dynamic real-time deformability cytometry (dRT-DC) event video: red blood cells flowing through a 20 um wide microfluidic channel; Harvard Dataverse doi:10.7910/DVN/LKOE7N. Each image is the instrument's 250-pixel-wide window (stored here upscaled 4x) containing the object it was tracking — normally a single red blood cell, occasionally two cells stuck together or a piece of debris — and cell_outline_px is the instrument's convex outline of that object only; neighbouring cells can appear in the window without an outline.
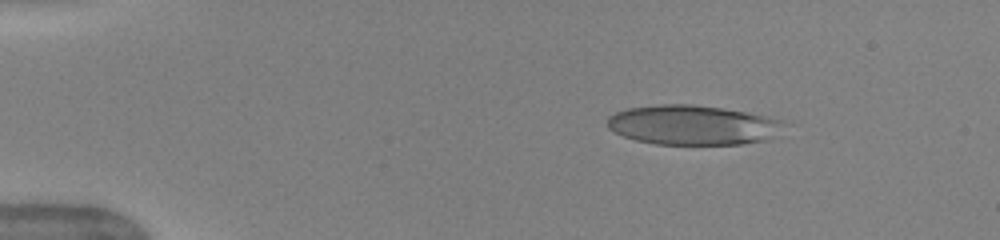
{"species": "human", "species_latin": "Homo sapiens", "temperature_condition": "warm", "stored_images_in_passage": 45, "camera_frame_rate_fps": 3000, "um_per_image_px": 0.085, "donor": {"sex": "female"}, "frame": {"image": 1, "passage_image": 2, "time_ms": 0.333, "image_size_px": [1000, 240], "cell_outline_px": [[780, 120], [768, 140], [744, 144], [656, 144], [636, 140], [624, 136], [608, 128], [608, 116], [616, 112], [628, 108], [660, 104], [692, 104], [720, 108], [744, 112], [764, 116]], "centroid_in_image_um": [58.74, 10.62], "position_along_channel_um": 26.3, "area_um2": 39.88}}
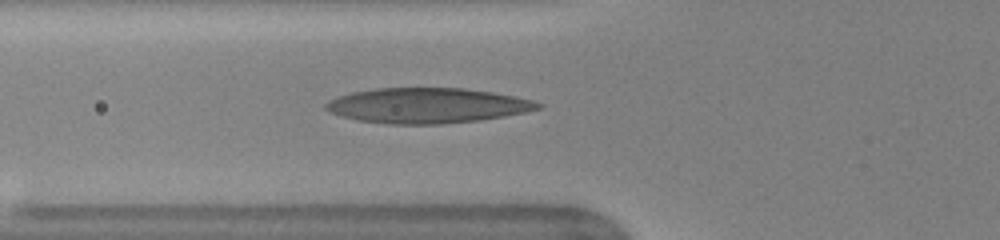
{"frame": {"image": 2, "passage_image": 13, "time_ms": 4.0, "image_size_px": [1000, 240], "cell_outline_px": [[544, 104], [540, 108], [524, 112], [504, 116], [480, 120], [440, 124], [388, 124], [360, 120], [328, 112], [324, 108], [324, 104], [328, 100], [352, 92], [376, 88], [464, 88], [492, 92], [532, 100]], "centroid_in_image_um": [36.29, 8.97], "position_along_channel_um": 89.5, "area_um2": 43.29}}
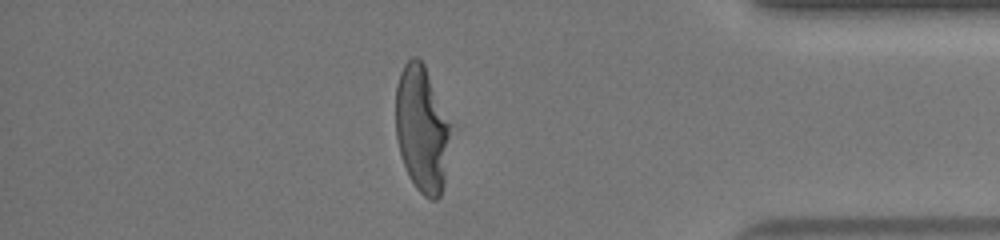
{"frame": {"image": 3, "passage_image": 38, "time_ms": 12.333, "image_size_px": [1000, 240], "cell_outline_px": [[448, 136], [444, 184], [440, 196], [436, 200], [432, 200], [424, 196], [416, 188], [408, 176], [400, 152], [396, 136], [396, 84], [400, 72], [404, 64], [412, 56], [416, 56], [424, 64], [448, 124]], "centroid_in_image_um": [35.8, 10.99], "position_along_channel_um": 399.4, "area_um2": 39.25}, "authors_computed_cell_mechanics": {"area_um2": 41.2114, "velocity_mm_per_s": 4.0025, "shape_relaxation_time_tau1_ms": 3.9034, "shape_relaxation_time_tau2_ms": 0.6782, "deformation_change_tau1": 0.2189, "deformation_change_tau2": 0.0957}}